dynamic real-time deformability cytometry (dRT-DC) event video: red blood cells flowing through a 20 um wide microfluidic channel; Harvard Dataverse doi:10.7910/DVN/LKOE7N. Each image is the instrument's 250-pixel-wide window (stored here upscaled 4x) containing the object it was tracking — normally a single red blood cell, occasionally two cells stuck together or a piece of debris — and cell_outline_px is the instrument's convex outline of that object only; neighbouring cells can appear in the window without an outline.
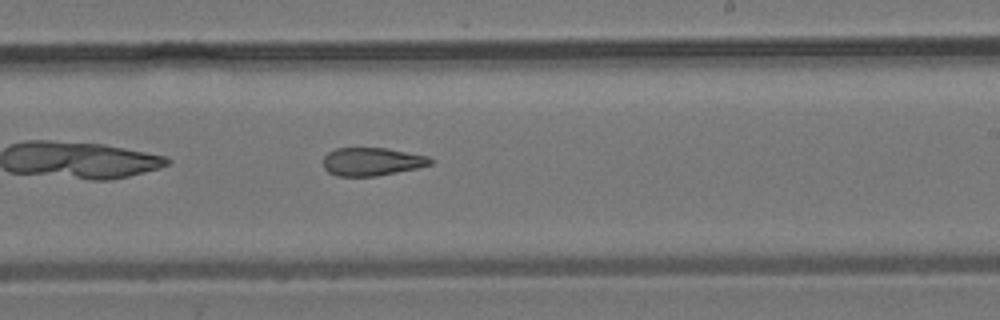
{"species": "common noctule bat (a hibernating species)", "species_latin": "Nyctalus noctula", "temperature_condition": "room temperature", "stored_images_in_passage": 22, "camera_frame_rate_fps": 3000, "um_per_image_px": 0.085, "animal": {"sex": "male", "body_mass_g": 19.2, "forearm_length_mm": 51.8}, "frame": {"image": 1, "passage_image": 13, "time_ms": 4.0, "image_size_px": [1000, 320], "cell_outline_px": [[432, 164], [416, 168], [376, 176], [336, 176], [328, 172], [324, 168], [324, 156], [328, 152], [336, 148], [388, 148], [428, 156], [432, 160]], "centroid_in_image_um": [31.59, 13.73], "position_along_channel_um": 257.4, "area_um2": 17.51}}
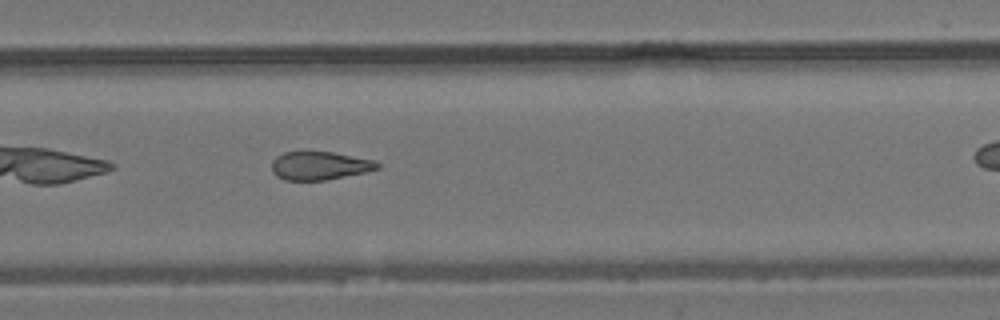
{"frame": {"image": 2, "passage_image": 16, "time_ms": 5.0, "image_size_px": [1000, 320], "cell_outline_px": [[380, 168], [364, 172], [328, 180], [284, 180], [276, 176], [272, 172], [272, 160], [276, 156], [284, 152], [300, 148], [304, 148], [332, 152], [372, 160], [380, 164]], "centroid_in_image_um": [27.08, 14.04], "position_along_channel_um": 302.7, "area_um2": 18.09}}
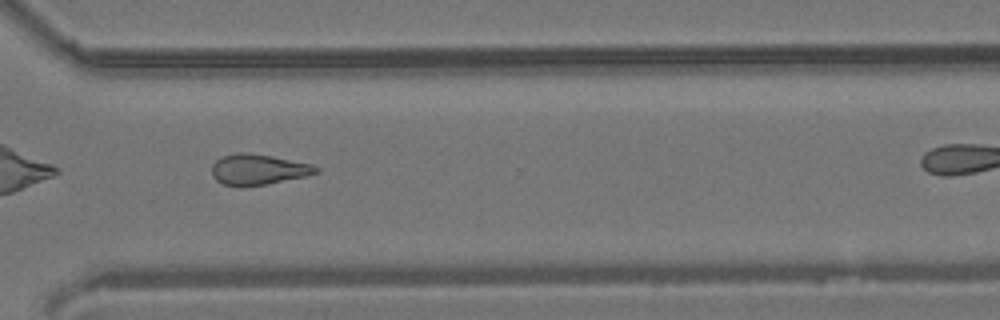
{"frame": {"image": 3, "passage_image": 19, "time_ms": 6.0, "image_size_px": [1000, 320], "cell_outline_px": [[320, 172], [308, 176], [264, 184], [224, 184], [216, 180], [212, 176], [212, 164], [220, 156], [236, 152], [248, 152], [272, 156], [312, 164], [320, 168]], "centroid_in_image_um": [21.98, 14.36], "position_along_channel_um": 348.6, "area_um2": 18.38}}